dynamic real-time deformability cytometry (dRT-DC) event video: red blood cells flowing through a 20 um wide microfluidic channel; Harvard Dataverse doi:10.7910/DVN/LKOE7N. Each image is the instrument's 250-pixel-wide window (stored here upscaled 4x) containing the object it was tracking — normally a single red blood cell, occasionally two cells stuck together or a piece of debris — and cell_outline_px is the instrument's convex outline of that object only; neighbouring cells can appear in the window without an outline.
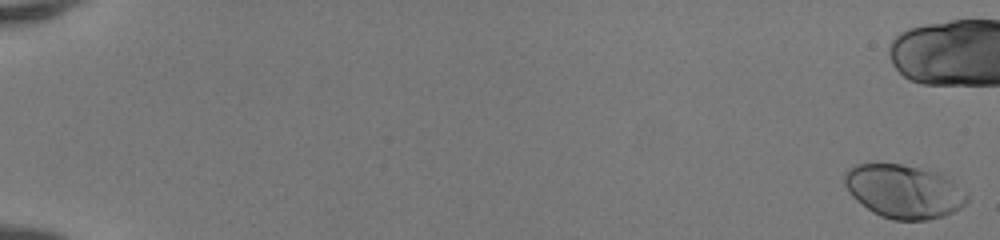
{"species": "human", "species_latin": "Homo sapiens", "temperature_condition": "room temperature", "stored_images_in_passage": 43, "camera_frame_rate_fps": 3000, "um_per_image_px": 0.085, "donor": {"sex": "female"}, "frame": {"image": 1, "passage_image": 1, "time_ms": 0.0, "image_size_px": [1000, 240], "cell_outline_px": [[968, 200], [960, 208], [944, 216], [924, 220], [892, 220], [880, 216], [872, 212], [856, 200], [852, 196], [844, 184], [844, 172], [848, 168], [856, 164], [900, 164], [936, 172], [968, 192]], "centroid_in_image_um": [76.8, 16.28], "position_along_channel_um": 8.2, "area_um2": 38.03}}
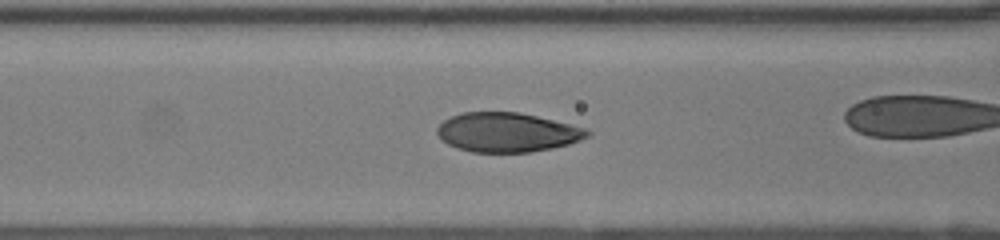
{"frame": {"image": 2, "passage_image": 24, "time_ms": 7.667, "image_size_px": [1000, 240], "cell_outline_px": [[592, 132], [588, 136], [580, 140], [568, 144], [552, 148], [528, 152], [472, 152], [456, 148], [448, 144], [436, 132], [436, 128], [444, 120], [452, 116], [464, 112], [520, 112], [584, 128]], "centroid_in_image_um": [43.09, 11.25], "position_along_channel_um": 123.5, "area_um2": 34.1}}
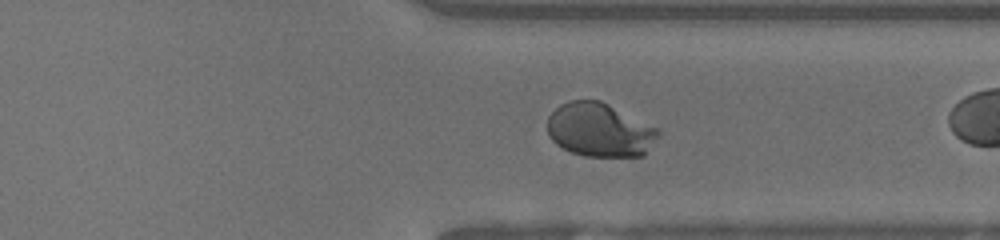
{"frame": {"image": 3, "passage_image": 41, "time_ms": 13.333, "image_size_px": [1000, 240], "cell_outline_px": [[660, 136], [644, 156], [584, 156], [572, 152], [556, 144], [548, 136], [548, 116], [560, 104], [568, 100], [600, 100], [660, 128]], "centroid_in_image_um": [51.01, 11.04], "position_along_channel_um": 360.4, "area_um2": 35.08}}